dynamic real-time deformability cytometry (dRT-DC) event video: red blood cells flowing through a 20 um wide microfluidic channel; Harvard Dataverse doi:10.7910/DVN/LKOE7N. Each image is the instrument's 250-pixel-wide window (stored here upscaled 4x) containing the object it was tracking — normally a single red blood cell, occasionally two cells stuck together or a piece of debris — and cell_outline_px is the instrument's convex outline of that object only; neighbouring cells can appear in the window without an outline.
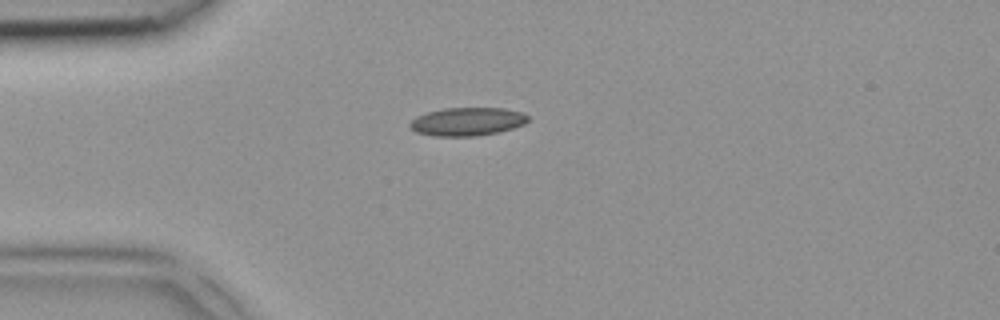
{"species": "common noctule bat (a hibernating species)", "species_latin": "Nyctalus noctula", "temperature_condition": "room temperature", "stored_images_in_passage": 4, "camera_frame_rate_fps": 3000, "um_per_image_px": 0.085, "animal": {"sex": "female", "body_mass_g": 18.4}, "frame": {"image": 1, "passage_image": 4, "time_ms": 1.0, "image_size_px": [1000, 320], "cell_outline_px": [[528, 120], [524, 124], [500, 132], [476, 136], [436, 136], [416, 132], [408, 124], [416, 116], [428, 112], [444, 108], [504, 108], [524, 112], [528, 116]], "centroid_in_image_um": [39.74, 10.33], "position_along_channel_um": 45.3, "area_um2": 19.48}}